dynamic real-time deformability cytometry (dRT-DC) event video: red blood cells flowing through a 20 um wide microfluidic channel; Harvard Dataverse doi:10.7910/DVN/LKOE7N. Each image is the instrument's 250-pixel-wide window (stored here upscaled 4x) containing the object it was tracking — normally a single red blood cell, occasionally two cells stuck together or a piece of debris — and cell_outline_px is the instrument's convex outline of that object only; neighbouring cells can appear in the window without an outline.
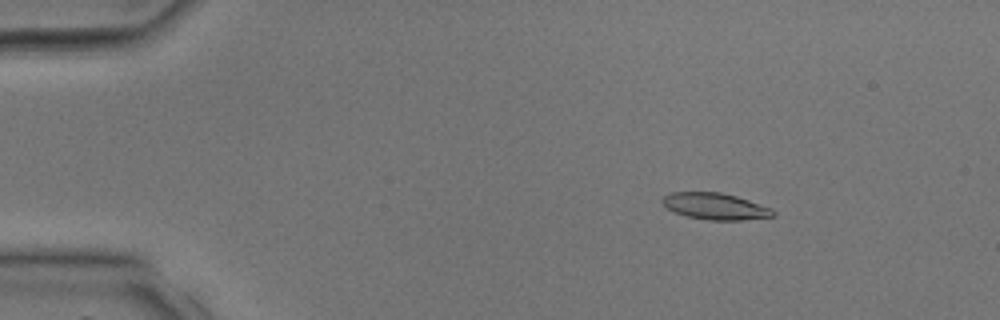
{"species": "common noctule bat (a hibernating species)", "species_latin": "Nyctalus noctula", "temperature_condition": "room temperature", "stored_images_in_passage": 37, "camera_frame_rate_fps": 3000, "um_per_image_px": 0.085, "animal": {"sex": "male", "body_mass_g": 17.9, "forearm_length_mm": 54.2}, "frame": {"image": 1, "passage_image": 4, "time_ms": 1.0, "image_size_px": [1000, 320], "cell_outline_px": [[776, 216], [744, 220], [708, 220], [688, 216], [676, 212], [668, 208], [660, 200], [664, 196], [672, 192], [720, 192], [736, 196], [772, 208], [776, 212]], "centroid_in_image_um": [60.84, 17.53], "position_along_channel_um": 24.2, "area_um2": 17.05}}
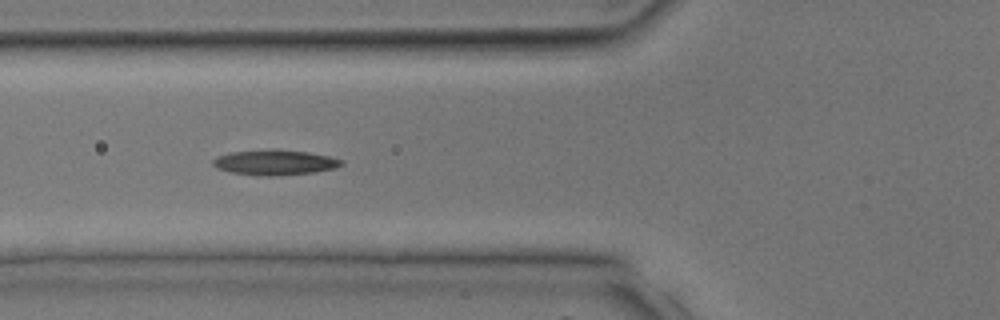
{"frame": {"image": 2, "passage_image": 13, "time_ms": 4.0, "image_size_px": [1000, 320], "cell_outline_px": [[344, 164], [332, 168], [316, 172], [272, 176], [256, 176], [232, 172], [216, 168], [212, 164], [212, 160], [220, 156], [232, 152], [308, 152], [328, 156], [344, 160]], "centroid_in_image_um": [23.38, 13.86], "position_along_channel_um": 102.4, "area_um2": 17.86}}
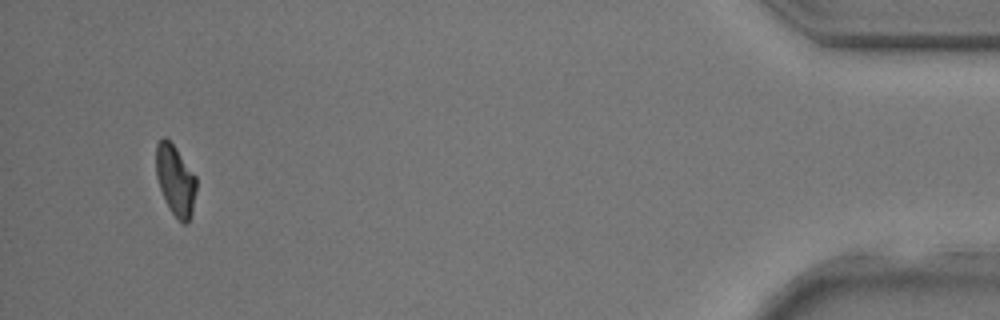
{"frame": {"image": 3, "passage_image": 35, "time_ms": 11.333, "image_size_px": [1000, 320], "cell_outline_px": [[196, 188], [192, 212], [188, 220], [184, 224], [172, 212], [160, 188], [156, 176], [156, 144], [164, 136], [176, 148], [196, 176]], "centroid_in_image_um": [14.91, 15.28], "position_along_channel_um": 420.3, "area_um2": 16.13}}